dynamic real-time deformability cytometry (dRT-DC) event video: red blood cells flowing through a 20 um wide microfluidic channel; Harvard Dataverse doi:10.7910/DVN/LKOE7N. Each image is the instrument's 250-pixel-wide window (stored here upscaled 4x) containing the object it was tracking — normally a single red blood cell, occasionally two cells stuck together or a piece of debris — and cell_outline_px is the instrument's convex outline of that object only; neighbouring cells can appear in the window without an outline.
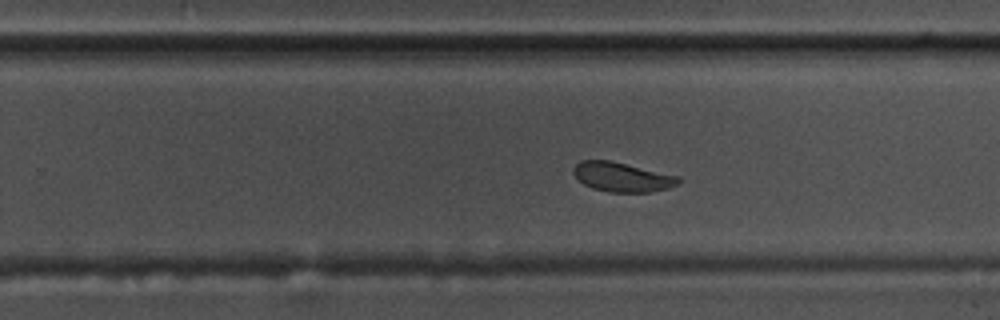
{"species": "common noctule bat (a hibernating species)", "species_latin": "Nyctalus noctula", "temperature_condition": "warm", "stored_images_in_passage": 55, "camera_frame_rate_fps": 3000, "um_per_image_px": 0.085, "animal": {"sex": "male", "body_mass_g": 17.5, "forearm_length_mm": 52.3}, "frame": {"image": 1, "passage_image": 33, "time_ms": 10.667, "image_size_px": [1000, 320], "cell_outline_px": [[680, 180], [676, 184], [668, 188], [652, 192], [608, 192], [592, 188], [584, 184], [572, 172], [572, 168], [580, 160], [612, 160], [680, 176]], "centroid_in_image_um": [52.87, 15.03], "position_along_channel_um": 276.9, "area_um2": 18.15}}
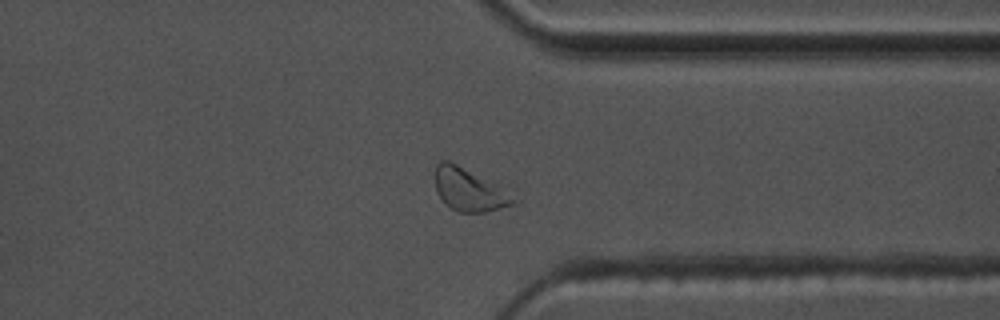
{"frame": {"image": 2, "passage_image": 41, "time_ms": 13.333, "image_size_px": [1000, 320], "cell_outline_px": [[516, 204], [484, 212], [460, 212], [452, 208], [436, 192], [436, 164], [440, 160], [448, 160], [456, 164], [492, 184], [512, 200]], "centroid_in_image_um": [39.74, 16.14], "position_along_channel_um": 371.7, "area_um2": 17.98}}
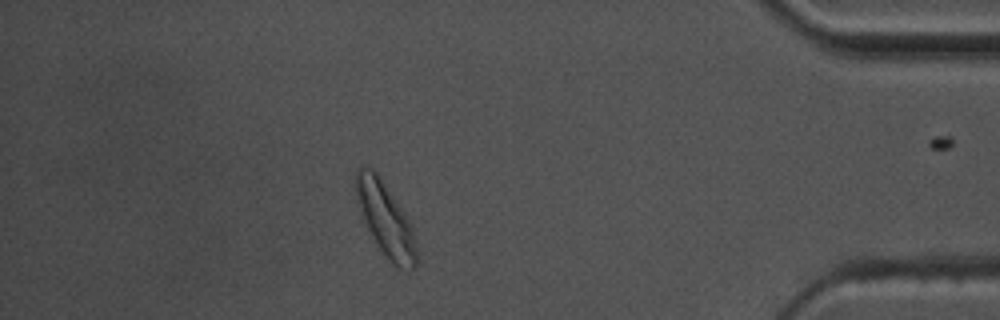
{"frame": {"image": 3, "passage_image": 47, "time_ms": 15.333, "image_size_px": [1000, 320], "cell_outline_px": [[416, 268], [408, 272], [396, 268], [388, 260], [376, 244], [368, 232], [364, 224], [356, 200], [356, 168], [360, 164], [372, 168], [376, 172], [408, 220], [412, 228], [416, 244]], "centroid_in_image_um": [32.74, 18.69], "position_along_channel_um": 402.5, "area_um2": 26.01}, "authors_computed_cell_mechanics": {"area_um2": 18.6694, "velocity_mm_per_s": 3.5886, "shape_relaxation_time_tau1_ms": 2.8998, "shape_relaxation_time_tau2_ms": 1.3185, "deformation_change_tau1": 0.1207, "deformation_change_tau2": 0.0652}}